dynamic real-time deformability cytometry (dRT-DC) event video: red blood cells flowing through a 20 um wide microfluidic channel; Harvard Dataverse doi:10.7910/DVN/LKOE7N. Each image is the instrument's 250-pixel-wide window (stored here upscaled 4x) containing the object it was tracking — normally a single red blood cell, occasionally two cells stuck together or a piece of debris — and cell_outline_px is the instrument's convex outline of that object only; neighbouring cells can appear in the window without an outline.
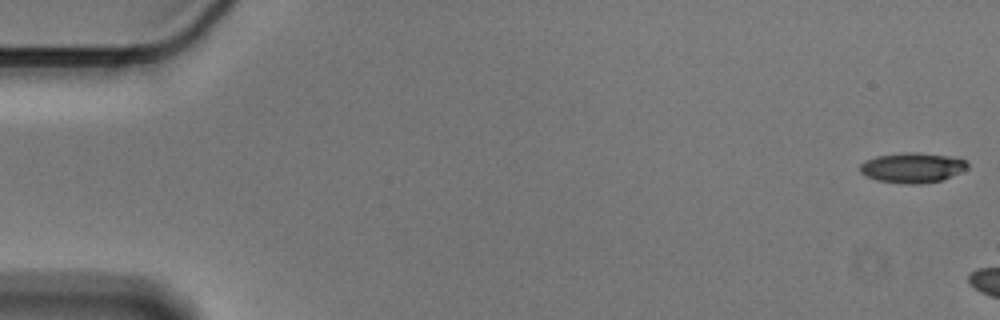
{"species": "Egyptian fruit bat (a non-hibernating species)", "species_latin": "Rousettus aegyptiacus", "temperature_condition": "cold", "stored_images_in_passage": 7, "camera_frame_rate_fps": 3000, "um_per_image_px": 0.085, "animal": {"sex": "male"}, "frame": {"image": 1, "passage_image": 1, "time_ms": 0.0, "image_size_px": [1000, 320], "cell_outline_px": [[968, 168], [940, 180], [920, 184], [904, 184], [876, 180], [864, 176], [860, 172], [860, 164], [864, 160], [876, 156], [904, 152], [916, 152], [948, 156], [964, 160], [968, 164]], "centroid_in_image_um": [77.47, 14.25], "position_along_channel_um": 7.5, "area_um2": 18.79}}